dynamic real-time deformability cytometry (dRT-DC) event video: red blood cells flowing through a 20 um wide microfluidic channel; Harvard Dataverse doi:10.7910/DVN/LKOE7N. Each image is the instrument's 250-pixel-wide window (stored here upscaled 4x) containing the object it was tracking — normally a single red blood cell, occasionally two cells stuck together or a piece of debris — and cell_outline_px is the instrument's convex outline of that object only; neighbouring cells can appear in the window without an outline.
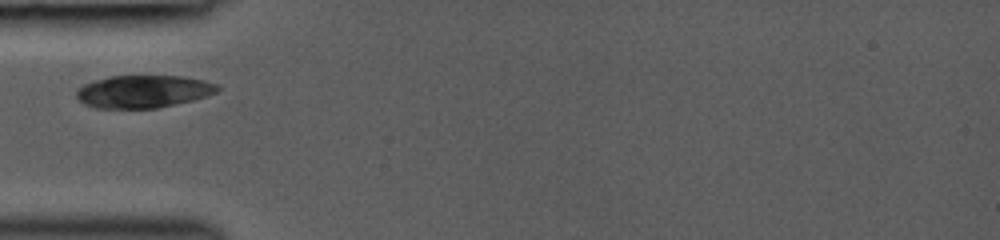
{"species": "common noctule bat (a hibernating species)", "species_latin": "Nyctalus noctula", "temperature_condition": "room temperature", "stored_images_in_passage": 4, "camera_frame_rate_fps": 3000, "um_per_image_px": 0.085, "animal": {"sex": "female", "body_mass_g": 19.0, "forearm_length_mm": 53.3}, "frame": {"image": 1, "passage_image": 1, "time_ms": 0.0, "image_size_px": [1000, 240], "cell_outline_px": [[220, 88], [216, 92], [208, 96], [192, 100], [156, 108], [96, 108], [84, 104], [76, 96], [76, 88], [84, 84], [96, 80], [112, 76], [184, 76], [204, 80], [216, 84]], "centroid_in_image_um": [12.18, 7.77], "position_along_channel_um": 72.8, "area_um2": 26.7}}